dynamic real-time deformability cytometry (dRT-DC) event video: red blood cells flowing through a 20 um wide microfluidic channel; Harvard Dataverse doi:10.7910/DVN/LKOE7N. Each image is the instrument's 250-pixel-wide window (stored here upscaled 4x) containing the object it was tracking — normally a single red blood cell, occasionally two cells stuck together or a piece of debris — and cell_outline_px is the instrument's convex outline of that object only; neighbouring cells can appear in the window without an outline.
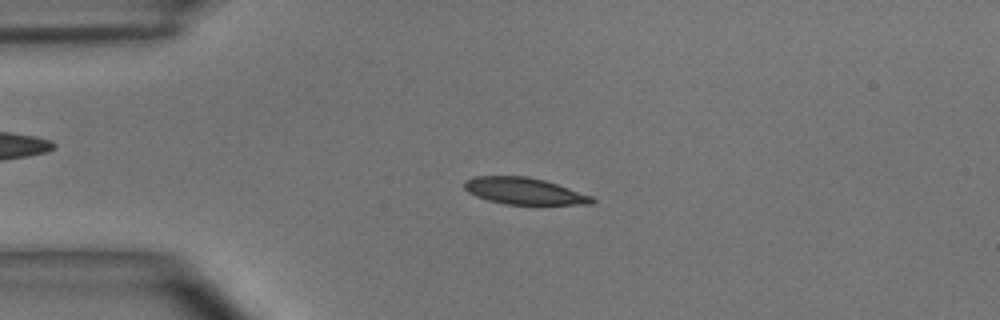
{"species": "common noctule bat (a hibernating species)", "species_latin": "Nyctalus noctula", "temperature_condition": "room temperature", "stored_images_in_passage": 49, "camera_frame_rate_fps": 3000, "um_per_image_px": 0.085, "animal": {"sex": "male", "body_mass_g": 15.6}, "frame": {"image": 1, "passage_image": 11, "time_ms": 3.333, "image_size_px": [1000, 320], "cell_outline_px": [[596, 200], [592, 204], [504, 204], [488, 200], [476, 196], [468, 192], [464, 188], [464, 180], [476, 176], [524, 176], [544, 180], [592, 196]], "centroid_in_image_um": [44.52, 16.24], "position_along_channel_um": 40.5, "area_um2": 19.65}}
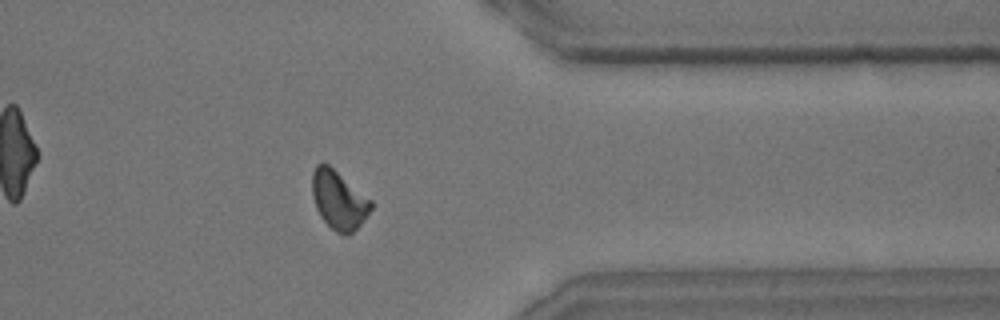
{"frame": {"image": 2, "passage_image": 39, "time_ms": 12.667, "image_size_px": [1000, 320], "cell_outline_px": [[372, 208], [360, 224], [348, 236], [344, 236], [336, 232], [320, 216], [316, 208], [312, 196], [312, 172], [316, 164], [324, 160], [372, 200]], "centroid_in_image_um": [28.77, 16.96], "position_along_channel_um": 382.6, "area_um2": 20.23}}
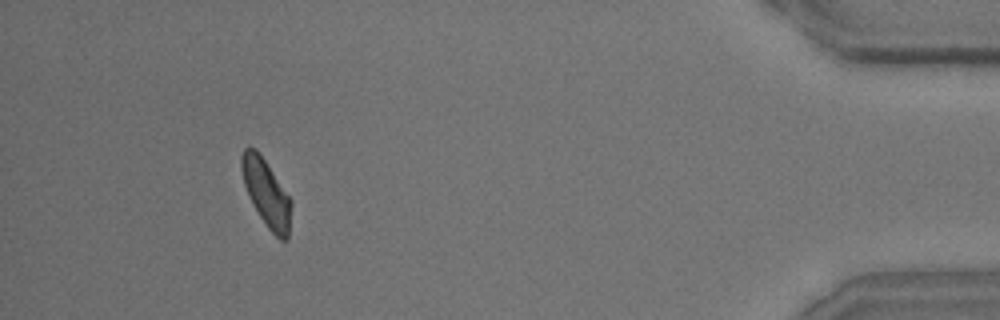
{"frame": {"image": 3, "passage_image": 45, "time_ms": 14.667, "image_size_px": [1000, 320], "cell_outline_px": [[292, 204], [288, 240], [280, 240], [268, 228], [252, 204], [244, 184], [240, 168], [240, 156], [244, 148], [256, 148], [292, 200]], "centroid_in_image_um": [22.64, 16.41], "position_along_channel_um": 412.6, "area_um2": 19.36}, "authors_computed_cell_mechanics": {"area_um2": 19.941, "velocity_mm_per_s": 4.046, "shape_relaxation_time_tau1_ms": 2.7469, "shape_relaxation_time_tau2_ms": 4.2179, "deformation_change_tau1": 0.1164, "deformation_change_tau2": 0.0972}}